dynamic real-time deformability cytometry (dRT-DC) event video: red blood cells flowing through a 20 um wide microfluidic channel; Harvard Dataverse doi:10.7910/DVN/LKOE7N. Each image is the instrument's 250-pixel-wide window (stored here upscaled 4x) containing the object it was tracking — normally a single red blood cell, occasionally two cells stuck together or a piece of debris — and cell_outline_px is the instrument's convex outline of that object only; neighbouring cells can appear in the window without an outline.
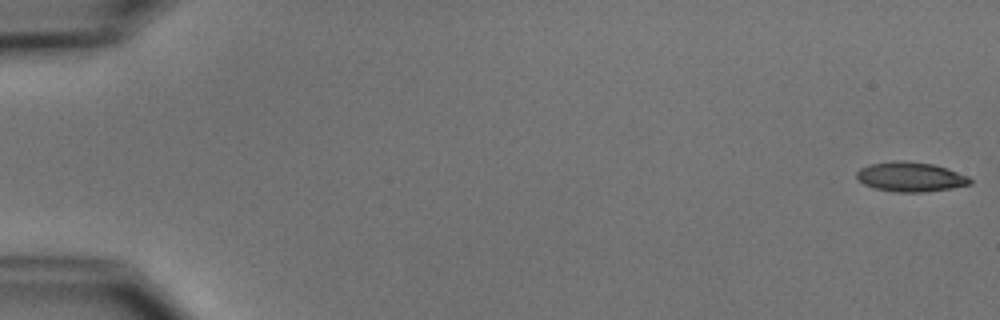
{"species": "common noctule bat (a hibernating species)", "species_latin": "Nyctalus noctula", "temperature_condition": "cold", "stored_images_in_passage": 54, "camera_frame_rate_fps": 3000, "um_per_image_px": 0.085, "animal": {"sex": "male", "body_mass_g": 15.6}, "frame": {"image": 1, "passage_image": 1, "time_ms": 0.0, "image_size_px": [1000, 320], "cell_outline_px": [[972, 184], [924, 192], [896, 192], [876, 188], [864, 184], [856, 176], [856, 172], [860, 168], [868, 164], [892, 160], [904, 160], [932, 164], [968, 176], [972, 180]], "centroid_in_image_um": [77.35, 15.02], "position_along_channel_um": 7.6, "area_um2": 19.42}}
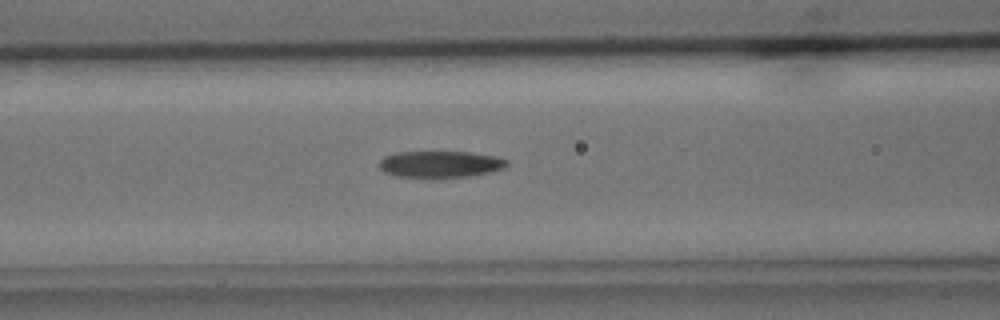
{"frame": {"image": 2, "passage_image": 23, "time_ms": 7.333, "image_size_px": [1000, 320], "cell_outline_px": [[508, 164], [504, 168], [488, 172], [468, 176], [396, 176], [384, 172], [380, 168], [380, 160], [384, 156], [396, 152], [472, 152], [496, 156], [508, 160]], "centroid_in_image_um": [37.43, 13.93], "position_along_channel_um": 129.2, "area_um2": 19.36}}
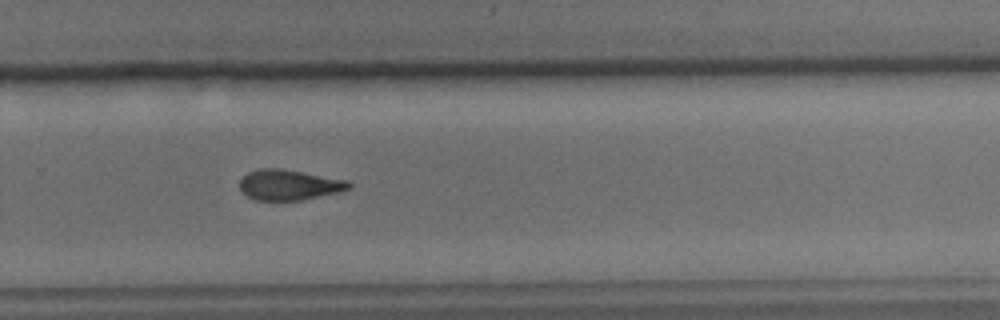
{"frame": {"image": 3, "passage_image": 37, "time_ms": 12.0, "image_size_px": [1000, 320], "cell_outline_px": [[352, 188], [340, 192], [300, 200], [256, 200], [240, 192], [240, 180], [248, 172], [260, 168], [280, 168], [348, 180], [352, 184]], "centroid_in_image_um": [24.58, 15.71], "position_along_channel_um": 305.2, "area_um2": 19.42}, "authors_computed_cell_mechanics": {"area_um2": 19.5653, "velocity_mm_per_s": 3.7817, "shape_relaxation_time_tau1_ms": 6.5549, "shape_relaxation_time_tau2_ms": 10.2101, "deformation_change_tau1": 0.1884, "deformation_change_tau2": 0.2164}}